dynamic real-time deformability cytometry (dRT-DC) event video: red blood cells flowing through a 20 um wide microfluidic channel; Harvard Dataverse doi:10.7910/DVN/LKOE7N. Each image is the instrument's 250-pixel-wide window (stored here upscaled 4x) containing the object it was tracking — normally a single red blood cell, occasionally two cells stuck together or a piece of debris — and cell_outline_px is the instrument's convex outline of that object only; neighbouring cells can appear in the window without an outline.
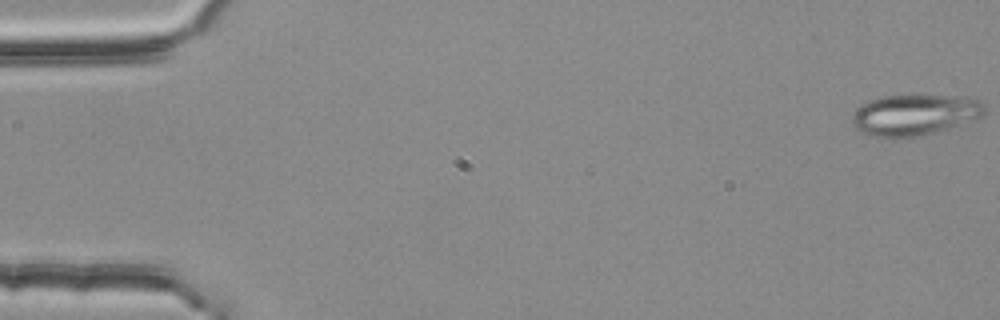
{"species": "common noctule bat (a hibernating species)", "species_latin": "Nyctalus noctula", "temperature_condition": "room temperature", "stored_images_in_passage": 2, "camera_frame_rate_fps": 3000, "um_per_image_px": 0.085, "animal": {"sex": "female", "body_mass_g": 25.1}, "frame": {"image": 1, "passage_image": 2, "time_ms": 0.333, "image_size_px": [1000, 320], "cell_outline_px": [[984, 112], [980, 116], [956, 124], [916, 136], [876, 136], [860, 132], [852, 124], [852, 116], [868, 100], [884, 96], [964, 96], [984, 100]], "centroid_in_image_um": [77.73, 9.72], "position_along_channel_um": 7.3, "area_um2": 30.4}}